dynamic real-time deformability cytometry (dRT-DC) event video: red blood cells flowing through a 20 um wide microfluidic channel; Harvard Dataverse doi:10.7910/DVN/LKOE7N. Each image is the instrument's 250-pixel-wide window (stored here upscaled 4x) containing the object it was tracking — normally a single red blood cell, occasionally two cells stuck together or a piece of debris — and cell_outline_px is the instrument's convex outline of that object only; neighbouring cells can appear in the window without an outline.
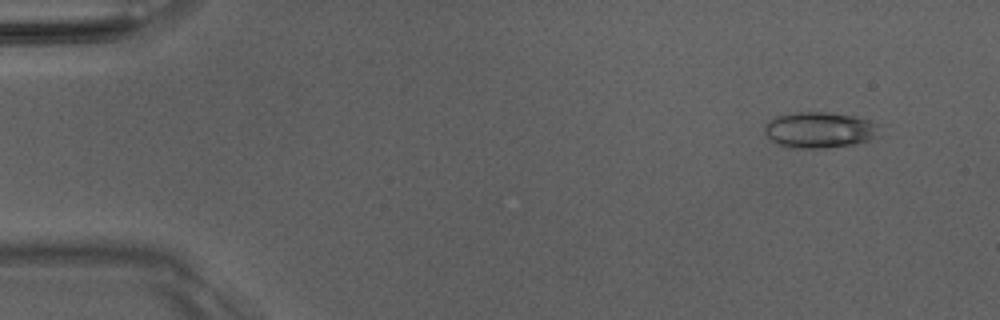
{"species": "Egyptian fruit bat (a non-hibernating species)", "species_latin": "Rousettus aegyptiacus", "temperature_condition": "room temperature", "stored_images_in_passage": 51, "camera_frame_rate_fps": 3000, "um_per_image_px": 0.085, "animal": {"sex": "male"}, "frame": {"image": 1, "passage_image": 5, "time_ms": 1.333, "image_size_px": [1000, 320], "cell_outline_px": [[876, 136], [868, 140], [852, 144], [824, 148], [784, 148], [776, 144], [764, 132], [764, 128], [768, 120], [776, 116], [796, 112], [824, 112], [856, 116], [868, 120], [872, 124]], "centroid_in_image_um": [69.53, 11.05], "position_along_channel_um": 15.5, "area_um2": 23.7}}
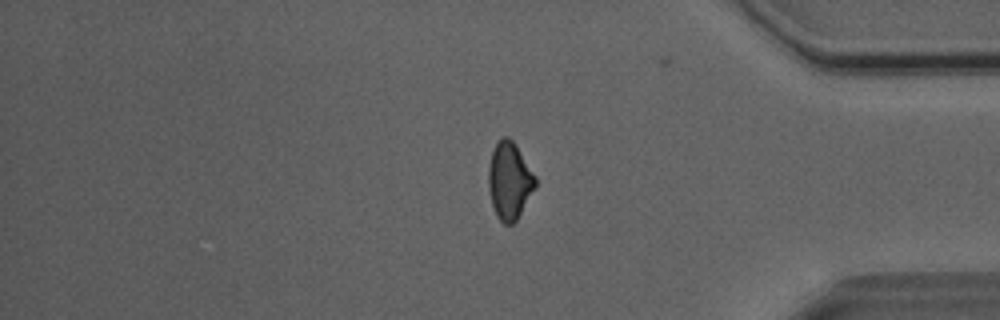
{"frame": {"image": 2, "passage_image": 43, "time_ms": 14.0, "image_size_px": [1000, 320], "cell_outline_px": [[536, 188], [516, 220], [512, 224], [504, 224], [496, 216], [492, 204], [488, 188], [488, 168], [492, 152], [496, 144], [504, 136], [508, 136], [516, 144], [536, 176]], "centroid_in_image_um": [43.31, 15.36], "position_along_channel_um": 391.9, "area_um2": 21.15}}
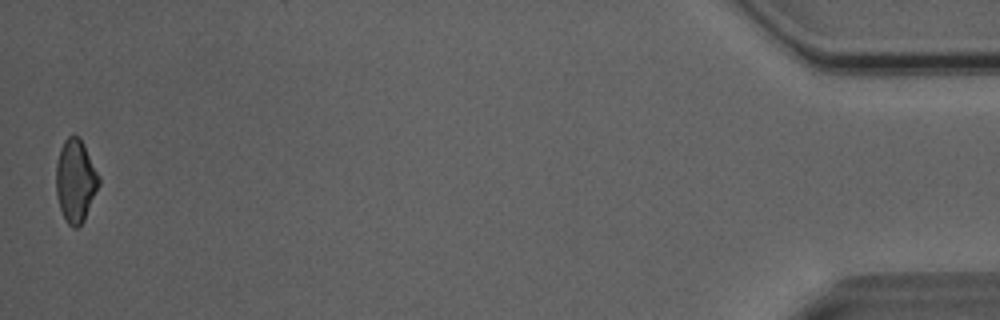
{"frame": {"image": 3, "passage_image": 51, "time_ms": 16.667, "image_size_px": [1000, 320], "cell_outline_px": [[100, 184], [84, 220], [76, 228], [72, 228], [64, 220], [60, 208], [56, 192], [56, 164], [60, 148], [64, 140], [68, 136], [80, 136], [100, 176]], "centroid_in_image_um": [6.42, 15.36], "position_along_channel_um": 428.8, "area_um2": 20.81}, "authors_computed_cell_mechanics": {"area_um2": 22.0796, "velocity_mm_per_s": 4.0737, "shape_relaxation_time_tau1_ms": 4.823, "shape_relaxation_time_tau2_ms": 3.1573, "deformation_change_tau1": 0.1527, "deformation_change_tau2": 0.1131}}